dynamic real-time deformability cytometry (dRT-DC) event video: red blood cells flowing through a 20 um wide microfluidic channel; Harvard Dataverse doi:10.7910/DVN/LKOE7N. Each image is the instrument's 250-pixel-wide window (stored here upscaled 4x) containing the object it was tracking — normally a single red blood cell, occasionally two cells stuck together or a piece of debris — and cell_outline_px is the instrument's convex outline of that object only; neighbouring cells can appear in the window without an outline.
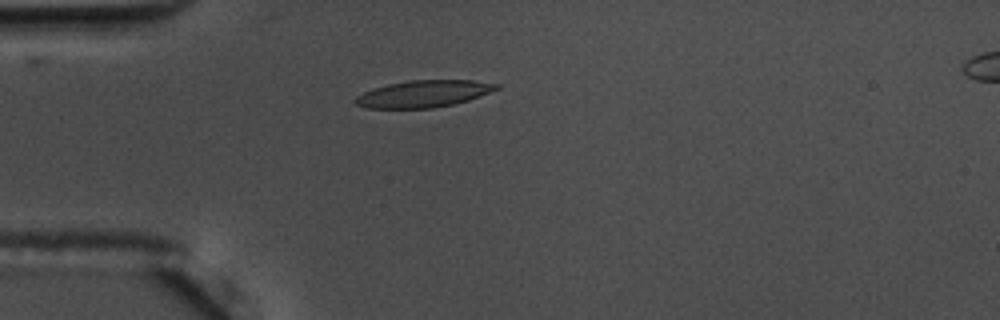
{"species": "common noctule bat (a hibernating species)", "species_latin": "Nyctalus noctula", "temperature_condition": "warm", "stored_images_in_passage": 34, "camera_frame_rate_fps": 3000, "um_per_image_px": 0.085, "animal": {"sex": "male", "body_mass_g": 17.5, "forearm_length_mm": 52.3}, "frame": {"image": 1, "passage_image": 1, "time_ms": 0.0, "image_size_px": [1000, 320], "cell_outline_px": [[500, 88], [468, 100], [452, 104], [432, 108], [368, 108], [356, 104], [352, 100], [356, 96], [372, 88], [388, 84], [408, 80], [472, 80], [500, 84]], "centroid_in_image_um": [35.98, 7.96], "position_along_channel_um": 49.0, "area_um2": 22.08}}
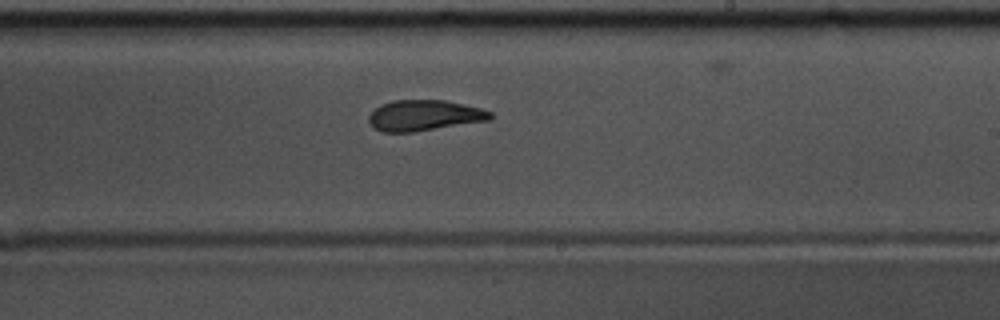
{"frame": {"image": 2, "passage_image": 19, "time_ms": 6.0, "image_size_px": [1000, 320], "cell_outline_px": [[492, 120], [412, 132], [384, 132], [376, 128], [368, 120], [368, 116], [380, 104], [392, 100], [444, 100], [480, 108], [492, 112]], "centroid_in_image_um": [36.08, 9.81], "position_along_channel_um": 252.9, "area_um2": 21.68}}